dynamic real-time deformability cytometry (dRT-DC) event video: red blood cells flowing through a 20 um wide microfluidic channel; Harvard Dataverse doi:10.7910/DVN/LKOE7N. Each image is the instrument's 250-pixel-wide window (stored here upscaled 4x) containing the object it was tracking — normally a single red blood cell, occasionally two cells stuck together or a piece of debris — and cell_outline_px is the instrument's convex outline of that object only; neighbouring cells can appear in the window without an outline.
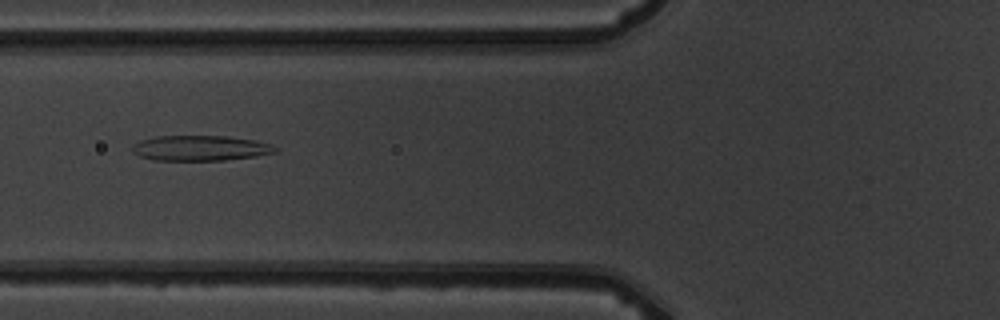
{"species": "common noctule bat (a hibernating species)", "species_latin": "Nyctalus noctula", "temperature_condition": "warm", "stored_images_in_passage": 7, "camera_frame_rate_fps": 3000, "um_per_image_px": 0.085, "animal": {"sex": "male", "body_mass_g": 19.5, "forearm_length_mm": 54.6}, "frame": {"image": 1, "passage_image": 6, "time_ms": 5.667, "image_size_px": [1000, 320], "cell_outline_px": [[280, 152], [256, 156], [224, 160], [152, 160], [140, 156], [132, 152], [132, 144], [140, 140], [156, 136], [228, 136], [256, 140], [272, 144]], "centroid_in_image_um": [17.04, 12.58], "position_along_channel_um": 108.8, "area_um2": 21.27}}
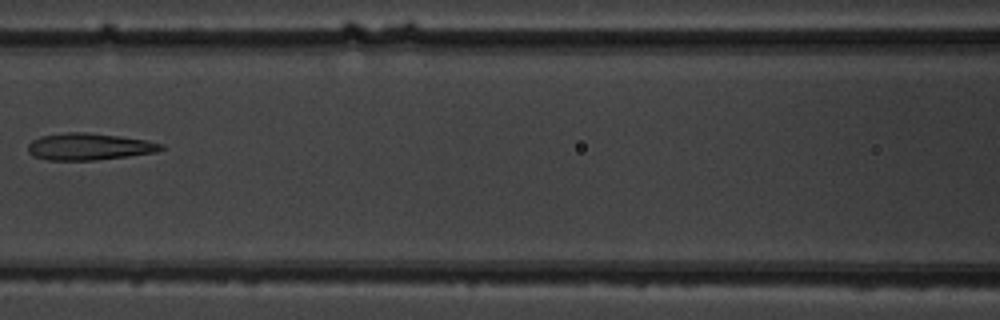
{"frame": {"image": 2, "passage_image": 7, "time_ms": 7.0, "image_size_px": [1000, 320], "cell_outline_px": [[164, 148], [156, 152], [128, 156], [96, 160], [48, 160], [32, 156], [28, 152], [28, 144], [32, 140], [40, 136], [64, 132], [88, 132], [120, 136], [144, 140], [164, 144]], "centroid_in_image_um": [7.54, 12.46], "position_along_channel_um": 159.1, "area_um2": 20.92}}